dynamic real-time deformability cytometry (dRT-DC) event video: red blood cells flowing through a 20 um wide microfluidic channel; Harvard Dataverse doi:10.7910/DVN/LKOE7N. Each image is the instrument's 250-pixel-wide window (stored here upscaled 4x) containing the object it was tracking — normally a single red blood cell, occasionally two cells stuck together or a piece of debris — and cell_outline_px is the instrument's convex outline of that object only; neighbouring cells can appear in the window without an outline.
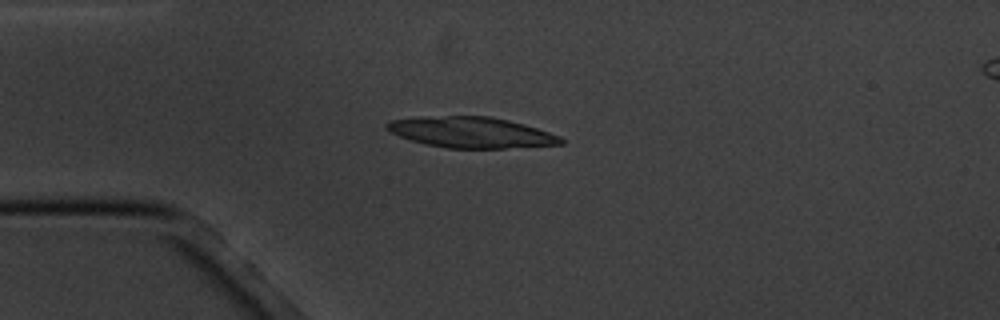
{"species": "common noctule bat (a hibernating species)", "species_latin": "Nyctalus noctula", "temperature_condition": "cold", "stored_images_in_passage": 15, "camera_frame_rate_fps": 3000, "um_per_image_px": 0.085, "animal": {"sex": "male", "body_mass_g": 20.1, "forearm_length_mm": 53.5}, "frame": {"image": 1, "passage_image": 3, "time_ms": 2.333, "image_size_px": [1000, 320], "cell_outline_px": [[564, 144], [504, 148], [448, 148], [428, 144], [412, 140], [400, 136], [384, 128], [384, 124], [388, 120], [420, 116], [492, 116], [524, 124], [560, 136], [564, 140]], "centroid_in_image_um": [40.02, 11.24], "position_along_channel_um": 45.0, "area_um2": 31.21}}